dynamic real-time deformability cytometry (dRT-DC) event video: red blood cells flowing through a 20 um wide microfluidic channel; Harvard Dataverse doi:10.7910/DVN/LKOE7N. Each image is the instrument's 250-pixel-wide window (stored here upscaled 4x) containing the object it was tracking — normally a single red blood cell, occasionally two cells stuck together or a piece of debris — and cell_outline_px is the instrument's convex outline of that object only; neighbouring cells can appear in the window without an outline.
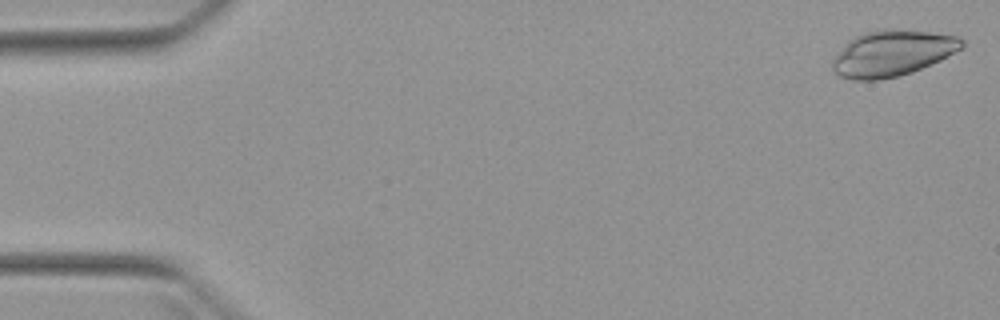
{"species": "Egyptian fruit bat (a non-hibernating species)", "species_latin": "Rousettus aegyptiacus", "temperature_condition": "warm", "stored_images_in_passage": 4, "camera_frame_rate_fps": 3000, "um_per_image_px": 0.085, "animal": {"sex": "female"}, "frame": {"image": 1, "passage_image": 1, "time_ms": 0.0, "image_size_px": [1000, 320], "cell_outline_px": [[964, 48], [940, 60], [912, 72], [896, 76], [876, 80], [852, 80], [840, 76], [832, 72], [832, 60], [844, 44], [848, 40], [864, 32], [884, 28], [896, 28], [960, 36], [964, 40]], "centroid_in_image_um": [75.84, 4.51], "position_along_channel_um": 9.2, "area_um2": 34.91}}